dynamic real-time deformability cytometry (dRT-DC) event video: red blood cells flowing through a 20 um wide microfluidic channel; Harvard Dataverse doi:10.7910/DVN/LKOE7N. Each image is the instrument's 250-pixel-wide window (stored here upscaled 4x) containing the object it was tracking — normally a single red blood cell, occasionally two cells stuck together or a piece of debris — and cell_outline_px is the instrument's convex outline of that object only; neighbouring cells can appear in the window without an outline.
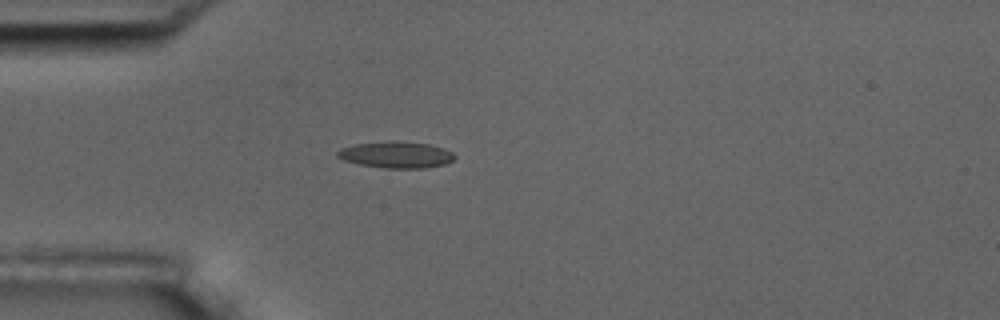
{"species": "common noctule bat (a hibernating species)", "species_latin": "Nyctalus noctula", "temperature_condition": "room temperature", "stored_images_in_passage": 2, "camera_frame_rate_fps": 3000, "um_per_image_px": 0.085, "animal": {"sex": "male", "body_mass_g": 17.5, "forearm_length_mm": 52.3}, "frame": {"image": 1, "passage_image": 1, "time_ms": 0.0, "image_size_px": [1000, 320], "cell_outline_px": [[456, 156], [452, 160], [444, 164], [420, 168], [384, 168], [360, 164], [344, 160], [336, 156], [336, 152], [340, 148], [356, 144], [392, 140], [396, 140], [428, 144], [444, 148], [452, 152]], "centroid_in_image_um": [33.65, 13.14], "position_along_channel_um": 51.4, "area_um2": 18.03}}